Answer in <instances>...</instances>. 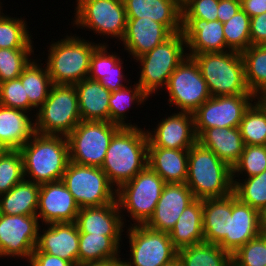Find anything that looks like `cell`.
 I'll use <instances>...</instances> for the list:
<instances>
[{
  "mask_svg": "<svg viewBox=\"0 0 266 266\" xmlns=\"http://www.w3.org/2000/svg\"><path fill=\"white\" fill-rule=\"evenodd\" d=\"M19 151L24 179L37 184L62 180L70 161L66 136L35 133Z\"/></svg>",
  "mask_w": 266,
  "mask_h": 266,
  "instance_id": "2",
  "label": "cell"
},
{
  "mask_svg": "<svg viewBox=\"0 0 266 266\" xmlns=\"http://www.w3.org/2000/svg\"><path fill=\"white\" fill-rule=\"evenodd\" d=\"M120 128L109 121H81L67 136L69 160L101 168L110 141Z\"/></svg>",
  "mask_w": 266,
  "mask_h": 266,
  "instance_id": "9",
  "label": "cell"
},
{
  "mask_svg": "<svg viewBox=\"0 0 266 266\" xmlns=\"http://www.w3.org/2000/svg\"><path fill=\"white\" fill-rule=\"evenodd\" d=\"M182 266H232V255L218 244L202 242L178 250Z\"/></svg>",
  "mask_w": 266,
  "mask_h": 266,
  "instance_id": "34",
  "label": "cell"
},
{
  "mask_svg": "<svg viewBox=\"0 0 266 266\" xmlns=\"http://www.w3.org/2000/svg\"><path fill=\"white\" fill-rule=\"evenodd\" d=\"M204 242L219 244L229 234L231 194L202 200Z\"/></svg>",
  "mask_w": 266,
  "mask_h": 266,
  "instance_id": "30",
  "label": "cell"
},
{
  "mask_svg": "<svg viewBox=\"0 0 266 266\" xmlns=\"http://www.w3.org/2000/svg\"><path fill=\"white\" fill-rule=\"evenodd\" d=\"M256 99L254 94L211 96L192 113L197 138L208 128L239 127L244 113Z\"/></svg>",
  "mask_w": 266,
  "mask_h": 266,
  "instance_id": "14",
  "label": "cell"
},
{
  "mask_svg": "<svg viewBox=\"0 0 266 266\" xmlns=\"http://www.w3.org/2000/svg\"><path fill=\"white\" fill-rule=\"evenodd\" d=\"M147 165L166 183H185L188 150L148 147Z\"/></svg>",
  "mask_w": 266,
  "mask_h": 266,
  "instance_id": "28",
  "label": "cell"
},
{
  "mask_svg": "<svg viewBox=\"0 0 266 266\" xmlns=\"http://www.w3.org/2000/svg\"><path fill=\"white\" fill-rule=\"evenodd\" d=\"M62 181L80 208L99 207L116 201L117 189L99 167L69 161Z\"/></svg>",
  "mask_w": 266,
  "mask_h": 266,
  "instance_id": "10",
  "label": "cell"
},
{
  "mask_svg": "<svg viewBox=\"0 0 266 266\" xmlns=\"http://www.w3.org/2000/svg\"><path fill=\"white\" fill-rule=\"evenodd\" d=\"M117 201L99 207L80 208L75 224L79 233L121 237L124 228L123 214Z\"/></svg>",
  "mask_w": 266,
  "mask_h": 266,
  "instance_id": "24",
  "label": "cell"
},
{
  "mask_svg": "<svg viewBox=\"0 0 266 266\" xmlns=\"http://www.w3.org/2000/svg\"><path fill=\"white\" fill-rule=\"evenodd\" d=\"M36 215L0 214V257L29 261L38 241L40 225Z\"/></svg>",
  "mask_w": 266,
  "mask_h": 266,
  "instance_id": "15",
  "label": "cell"
},
{
  "mask_svg": "<svg viewBox=\"0 0 266 266\" xmlns=\"http://www.w3.org/2000/svg\"><path fill=\"white\" fill-rule=\"evenodd\" d=\"M177 250L204 242L202 200L195 199L168 233Z\"/></svg>",
  "mask_w": 266,
  "mask_h": 266,
  "instance_id": "29",
  "label": "cell"
},
{
  "mask_svg": "<svg viewBox=\"0 0 266 266\" xmlns=\"http://www.w3.org/2000/svg\"><path fill=\"white\" fill-rule=\"evenodd\" d=\"M81 39L67 35L50 45L45 65L53 84L75 85L88 78L91 55L102 43Z\"/></svg>",
  "mask_w": 266,
  "mask_h": 266,
  "instance_id": "4",
  "label": "cell"
},
{
  "mask_svg": "<svg viewBox=\"0 0 266 266\" xmlns=\"http://www.w3.org/2000/svg\"><path fill=\"white\" fill-rule=\"evenodd\" d=\"M81 121H109L111 91L99 81L85 78L75 84Z\"/></svg>",
  "mask_w": 266,
  "mask_h": 266,
  "instance_id": "25",
  "label": "cell"
},
{
  "mask_svg": "<svg viewBox=\"0 0 266 266\" xmlns=\"http://www.w3.org/2000/svg\"><path fill=\"white\" fill-rule=\"evenodd\" d=\"M0 105L28 112L32 110L20 78L0 83Z\"/></svg>",
  "mask_w": 266,
  "mask_h": 266,
  "instance_id": "45",
  "label": "cell"
},
{
  "mask_svg": "<svg viewBox=\"0 0 266 266\" xmlns=\"http://www.w3.org/2000/svg\"><path fill=\"white\" fill-rule=\"evenodd\" d=\"M241 55L248 89L257 98H263L266 95V45H251Z\"/></svg>",
  "mask_w": 266,
  "mask_h": 266,
  "instance_id": "33",
  "label": "cell"
},
{
  "mask_svg": "<svg viewBox=\"0 0 266 266\" xmlns=\"http://www.w3.org/2000/svg\"><path fill=\"white\" fill-rule=\"evenodd\" d=\"M260 233V212L240 201L232 192L229 234L218 245L232 255Z\"/></svg>",
  "mask_w": 266,
  "mask_h": 266,
  "instance_id": "18",
  "label": "cell"
},
{
  "mask_svg": "<svg viewBox=\"0 0 266 266\" xmlns=\"http://www.w3.org/2000/svg\"><path fill=\"white\" fill-rule=\"evenodd\" d=\"M251 45H266V13L250 19Z\"/></svg>",
  "mask_w": 266,
  "mask_h": 266,
  "instance_id": "49",
  "label": "cell"
},
{
  "mask_svg": "<svg viewBox=\"0 0 266 266\" xmlns=\"http://www.w3.org/2000/svg\"><path fill=\"white\" fill-rule=\"evenodd\" d=\"M172 34L164 24L150 18H127L125 33L121 41H123L124 49L136 60Z\"/></svg>",
  "mask_w": 266,
  "mask_h": 266,
  "instance_id": "22",
  "label": "cell"
},
{
  "mask_svg": "<svg viewBox=\"0 0 266 266\" xmlns=\"http://www.w3.org/2000/svg\"><path fill=\"white\" fill-rule=\"evenodd\" d=\"M195 200L185 183H166L155 211L145 224L148 228L169 233L183 210Z\"/></svg>",
  "mask_w": 266,
  "mask_h": 266,
  "instance_id": "19",
  "label": "cell"
},
{
  "mask_svg": "<svg viewBox=\"0 0 266 266\" xmlns=\"http://www.w3.org/2000/svg\"><path fill=\"white\" fill-rule=\"evenodd\" d=\"M182 34L186 41L187 56L229 51L219 20L206 21L200 18H182Z\"/></svg>",
  "mask_w": 266,
  "mask_h": 266,
  "instance_id": "20",
  "label": "cell"
},
{
  "mask_svg": "<svg viewBox=\"0 0 266 266\" xmlns=\"http://www.w3.org/2000/svg\"><path fill=\"white\" fill-rule=\"evenodd\" d=\"M40 184L23 179L7 193L0 195V214L36 215Z\"/></svg>",
  "mask_w": 266,
  "mask_h": 266,
  "instance_id": "31",
  "label": "cell"
},
{
  "mask_svg": "<svg viewBox=\"0 0 266 266\" xmlns=\"http://www.w3.org/2000/svg\"><path fill=\"white\" fill-rule=\"evenodd\" d=\"M25 22L21 17L12 18L0 11V48L33 49Z\"/></svg>",
  "mask_w": 266,
  "mask_h": 266,
  "instance_id": "38",
  "label": "cell"
},
{
  "mask_svg": "<svg viewBox=\"0 0 266 266\" xmlns=\"http://www.w3.org/2000/svg\"><path fill=\"white\" fill-rule=\"evenodd\" d=\"M232 266H266V235L260 233L232 254Z\"/></svg>",
  "mask_w": 266,
  "mask_h": 266,
  "instance_id": "44",
  "label": "cell"
},
{
  "mask_svg": "<svg viewBox=\"0 0 266 266\" xmlns=\"http://www.w3.org/2000/svg\"><path fill=\"white\" fill-rule=\"evenodd\" d=\"M108 45L100 44L91 55L88 78L99 81L108 71Z\"/></svg>",
  "mask_w": 266,
  "mask_h": 266,
  "instance_id": "48",
  "label": "cell"
},
{
  "mask_svg": "<svg viewBox=\"0 0 266 266\" xmlns=\"http://www.w3.org/2000/svg\"><path fill=\"white\" fill-rule=\"evenodd\" d=\"M24 179L23 160L19 150H7L0 157V195Z\"/></svg>",
  "mask_w": 266,
  "mask_h": 266,
  "instance_id": "43",
  "label": "cell"
},
{
  "mask_svg": "<svg viewBox=\"0 0 266 266\" xmlns=\"http://www.w3.org/2000/svg\"><path fill=\"white\" fill-rule=\"evenodd\" d=\"M260 229L261 233L266 235V208L260 212Z\"/></svg>",
  "mask_w": 266,
  "mask_h": 266,
  "instance_id": "54",
  "label": "cell"
},
{
  "mask_svg": "<svg viewBox=\"0 0 266 266\" xmlns=\"http://www.w3.org/2000/svg\"><path fill=\"white\" fill-rule=\"evenodd\" d=\"M116 55L117 54L108 53V71L105 76L99 80V82L111 92L126 86L122 83L123 81L126 83V80H123L125 75L122 73L123 61Z\"/></svg>",
  "mask_w": 266,
  "mask_h": 266,
  "instance_id": "47",
  "label": "cell"
},
{
  "mask_svg": "<svg viewBox=\"0 0 266 266\" xmlns=\"http://www.w3.org/2000/svg\"><path fill=\"white\" fill-rule=\"evenodd\" d=\"M30 266H75L73 263L34 249L28 261Z\"/></svg>",
  "mask_w": 266,
  "mask_h": 266,
  "instance_id": "50",
  "label": "cell"
},
{
  "mask_svg": "<svg viewBox=\"0 0 266 266\" xmlns=\"http://www.w3.org/2000/svg\"><path fill=\"white\" fill-rule=\"evenodd\" d=\"M254 103L244 113L239 129L244 145H266V102L258 98Z\"/></svg>",
  "mask_w": 266,
  "mask_h": 266,
  "instance_id": "36",
  "label": "cell"
},
{
  "mask_svg": "<svg viewBox=\"0 0 266 266\" xmlns=\"http://www.w3.org/2000/svg\"><path fill=\"white\" fill-rule=\"evenodd\" d=\"M127 18L151 19L172 33L182 31V0H123Z\"/></svg>",
  "mask_w": 266,
  "mask_h": 266,
  "instance_id": "23",
  "label": "cell"
},
{
  "mask_svg": "<svg viewBox=\"0 0 266 266\" xmlns=\"http://www.w3.org/2000/svg\"><path fill=\"white\" fill-rule=\"evenodd\" d=\"M250 16L241 8L227 22L223 23V33L226 46L237 52H242L251 46Z\"/></svg>",
  "mask_w": 266,
  "mask_h": 266,
  "instance_id": "40",
  "label": "cell"
},
{
  "mask_svg": "<svg viewBox=\"0 0 266 266\" xmlns=\"http://www.w3.org/2000/svg\"><path fill=\"white\" fill-rule=\"evenodd\" d=\"M193 58L199 65L211 96L252 94L246 85L240 52L201 53Z\"/></svg>",
  "mask_w": 266,
  "mask_h": 266,
  "instance_id": "5",
  "label": "cell"
},
{
  "mask_svg": "<svg viewBox=\"0 0 266 266\" xmlns=\"http://www.w3.org/2000/svg\"><path fill=\"white\" fill-rule=\"evenodd\" d=\"M23 87H25L28 96L29 104L34 108H40L44 101L48 98L50 89L53 85L51 77L44 66L41 67L37 61L33 59L23 69L19 76Z\"/></svg>",
  "mask_w": 266,
  "mask_h": 266,
  "instance_id": "35",
  "label": "cell"
},
{
  "mask_svg": "<svg viewBox=\"0 0 266 266\" xmlns=\"http://www.w3.org/2000/svg\"><path fill=\"white\" fill-rule=\"evenodd\" d=\"M43 234L38 233L36 249L52 256L78 264L79 231L75 222L47 224Z\"/></svg>",
  "mask_w": 266,
  "mask_h": 266,
  "instance_id": "21",
  "label": "cell"
},
{
  "mask_svg": "<svg viewBox=\"0 0 266 266\" xmlns=\"http://www.w3.org/2000/svg\"><path fill=\"white\" fill-rule=\"evenodd\" d=\"M154 133V134H153ZM148 147L189 150L196 142L192 113H172L158 123L154 131H147Z\"/></svg>",
  "mask_w": 266,
  "mask_h": 266,
  "instance_id": "17",
  "label": "cell"
},
{
  "mask_svg": "<svg viewBox=\"0 0 266 266\" xmlns=\"http://www.w3.org/2000/svg\"><path fill=\"white\" fill-rule=\"evenodd\" d=\"M38 110L34 115L36 133L67 137L81 122L75 85L53 84Z\"/></svg>",
  "mask_w": 266,
  "mask_h": 266,
  "instance_id": "7",
  "label": "cell"
},
{
  "mask_svg": "<svg viewBox=\"0 0 266 266\" xmlns=\"http://www.w3.org/2000/svg\"><path fill=\"white\" fill-rule=\"evenodd\" d=\"M197 142L213 151L231 168L239 161L244 149L239 127L208 128L197 138Z\"/></svg>",
  "mask_w": 266,
  "mask_h": 266,
  "instance_id": "27",
  "label": "cell"
},
{
  "mask_svg": "<svg viewBox=\"0 0 266 266\" xmlns=\"http://www.w3.org/2000/svg\"><path fill=\"white\" fill-rule=\"evenodd\" d=\"M165 184L166 182L147 165L133 179L116 190L119 209L127 210L134 222L132 225H145L149 221Z\"/></svg>",
  "mask_w": 266,
  "mask_h": 266,
  "instance_id": "8",
  "label": "cell"
},
{
  "mask_svg": "<svg viewBox=\"0 0 266 266\" xmlns=\"http://www.w3.org/2000/svg\"><path fill=\"white\" fill-rule=\"evenodd\" d=\"M232 178L233 193L242 202L261 212L266 208V170L244 180ZM244 181V182H243Z\"/></svg>",
  "mask_w": 266,
  "mask_h": 266,
  "instance_id": "39",
  "label": "cell"
},
{
  "mask_svg": "<svg viewBox=\"0 0 266 266\" xmlns=\"http://www.w3.org/2000/svg\"><path fill=\"white\" fill-rule=\"evenodd\" d=\"M241 9L240 0H219L217 18L221 23L230 20Z\"/></svg>",
  "mask_w": 266,
  "mask_h": 266,
  "instance_id": "51",
  "label": "cell"
},
{
  "mask_svg": "<svg viewBox=\"0 0 266 266\" xmlns=\"http://www.w3.org/2000/svg\"><path fill=\"white\" fill-rule=\"evenodd\" d=\"M127 233L131 256L123 266H164L177 259L178 250L167 232L132 225Z\"/></svg>",
  "mask_w": 266,
  "mask_h": 266,
  "instance_id": "11",
  "label": "cell"
},
{
  "mask_svg": "<svg viewBox=\"0 0 266 266\" xmlns=\"http://www.w3.org/2000/svg\"><path fill=\"white\" fill-rule=\"evenodd\" d=\"M186 48L182 32H177L136 59V62L141 63V74L137 84L148 96L167 86L171 74L187 56L184 51Z\"/></svg>",
  "mask_w": 266,
  "mask_h": 266,
  "instance_id": "6",
  "label": "cell"
},
{
  "mask_svg": "<svg viewBox=\"0 0 266 266\" xmlns=\"http://www.w3.org/2000/svg\"><path fill=\"white\" fill-rule=\"evenodd\" d=\"M76 266H123V260H121V258H116L102 262H84L78 263Z\"/></svg>",
  "mask_w": 266,
  "mask_h": 266,
  "instance_id": "53",
  "label": "cell"
},
{
  "mask_svg": "<svg viewBox=\"0 0 266 266\" xmlns=\"http://www.w3.org/2000/svg\"><path fill=\"white\" fill-rule=\"evenodd\" d=\"M241 8L250 18L266 13V0H240Z\"/></svg>",
  "mask_w": 266,
  "mask_h": 266,
  "instance_id": "52",
  "label": "cell"
},
{
  "mask_svg": "<svg viewBox=\"0 0 266 266\" xmlns=\"http://www.w3.org/2000/svg\"><path fill=\"white\" fill-rule=\"evenodd\" d=\"M120 241L121 237L79 233L78 263L120 258Z\"/></svg>",
  "mask_w": 266,
  "mask_h": 266,
  "instance_id": "32",
  "label": "cell"
},
{
  "mask_svg": "<svg viewBox=\"0 0 266 266\" xmlns=\"http://www.w3.org/2000/svg\"><path fill=\"white\" fill-rule=\"evenodd\" d=\"M165 88L170 106L176 105L181 112L193 113L211 97L199 65L190 56L174 70Z\"/></svg>",
  "mask_w": 266,
  "mask_h": 266,
  "instance_id": "13",
  "label": "cell"
},
{
  "mask_svg": "<svg viewBox=\"0 0 266 266\" xmlns=\"http://www.w3.org/2000/svg\"><path fill=\"white\" fill-rule=\"evenodd\" d=\"M219 0H182V18L218 20Z\"/></svg>",
  "mask_w": 266,
  "mask_h": 266,
  "instance_id": "46",
  "label": "cell"
},
{
  "mask_svg": "<svg viewBox=\"0 0 266 266\" xmlns=\"http://www.w3.org/2000/svg\"><path fill=\"white\" fill-rule=\"evenodd\" d=\"M164 266H182L180 261L177 259H175L173 262L167 264V265H164Z\"/></svg>",
  "mask_w": 266,
  "mask_h": 266,
  "instance_id": "55",
  "label": "cell"
},
{
  "mask_svg": "<svg viewBox=\"0 0 266 266\" xmlns=\"http://www.w3.org/2000/svg\"><path fill=\"white\" fill-rule=\"evenodd\" d=\"M33 49L0 48V83L19 78L30 63ZM30 59V60H29Z\"/></svg>",
  "mask_w": 266,
  "mask_h": 266,
  "instance_id": "42",
  "label": "cell"
},
{
  "mask_svg": "<svg viewBox=\"0 0 266 266\" xmlns=\"http://www.w3.org/2000/svg\"><path fill=\"white\" fill-rule=\"evenodd\" d=\"M147 132L138 127H121L112 137L101 169L118 189L147 166Z\"/></svg>",
  "mask_w": 266,
  "mask_h": 266,
  "instance_id": "1",
  "label": "cell"
},
{
  "mask_svg": "<svg viewBox=\"0 0 266 266\" xmlns=\"http://www.w3.org/2000/svg\"><path fill=\"white\" fill-rule=\"evenodd\" d=\"M266 170V145H244L239 161L232 168V178L244 174L251 177ZM236 174V175H235ZM239 174V175H238Z\"/></svg>",
  "mask_w": 266,
  "mask_h": 266,
  "instance_id": "41",
  "label": "cell"
},
{
  "mask_svg": "<svg viewBox=\"0 0 266 266\" xmlns=\"http://www.w3.org/2000/svg\"><path fill=\"white\" fill-rule=\"evenodd\" d=\"M8 149L0 143V157L7 151Z\"/></svg>",
  "mask_w": 266,
  "mask_h": 266,
  "instance_id": "56",
  "label": "cell"
},
{
  "mask_svg": "<svg viewBox=\"0 0 266 266\" xmlns=\"http://www.w3.org/2000/svg\"><path fill=\"white\" fill-rule=\"evenodd\" d=\"M148 98L149 96L137 83L134 84V87L125 86L124 88L113 91L109 99L110 123L120 127H138L136 124L125 123L126 109L130 108L132 103L141 105Z\"/></svg>",
  "mask_w": 266,
  "mask_h": 266,
  "instance_id": "37",
  "label": "cell"
},
{
  "mask_svg": "<svg viewBox=\"0 0 266 266\" xmlns=\"http://www.w3.org/2000/svg\"><path fill=\"white\" fill-rule=\"evenodd\" d=\"M27 113L0 105V143L8 150H19L36 133L35 121Z\"/></svg>",
  "mask_w": 266,
  "mask_h": 266,
  "instance_id": "26",
  "label": "cell"
},
{
  "mask_svg": "<svg viewBox=\"0 0 266 266\" xmlns=\"http://www.w3.org/2000/svg\"><path fill=\"white\" fill-rule=\"evenodd\" d=\"M73 25L85 27L94 33L122 40L126 29V11L123 0H76Z\"/></svg>",
  "mask_w": 266,
  "mask_h": 266,
  "instance_id": "12",
  "label": "cell"
},
{
  "mask_svg": "<svg viewBox=\"0 0 266 266\" xmlns=\"http://www.w3.org/2000/svg\"><path fill=\"white\" fill-rule=\"evenodd\" d=\"M185 184L195 199L228 196L233 192L232 168L213 151L196 142L188 150Z\"/></svg>",
  "mask_w": 266,
  "mask_h": 266,
  "instance_id": "3",
  "label": "cell"
},
{
  "mask_svg": "<svg viewBox=\"0 0 266 266\" xmlns=\"http://www.w3.org/2000/svg\"><path fill=\"white\" fill-rule=\"evenodd\" d=\"M80 207L62 180L40 184L36 216L45 225L75 222Z\"/></svg>",
  "mask_w": 266,
  "mask_h": 266,
  "instance_id": "16",
  "label": "cell"
}]
</instances>
